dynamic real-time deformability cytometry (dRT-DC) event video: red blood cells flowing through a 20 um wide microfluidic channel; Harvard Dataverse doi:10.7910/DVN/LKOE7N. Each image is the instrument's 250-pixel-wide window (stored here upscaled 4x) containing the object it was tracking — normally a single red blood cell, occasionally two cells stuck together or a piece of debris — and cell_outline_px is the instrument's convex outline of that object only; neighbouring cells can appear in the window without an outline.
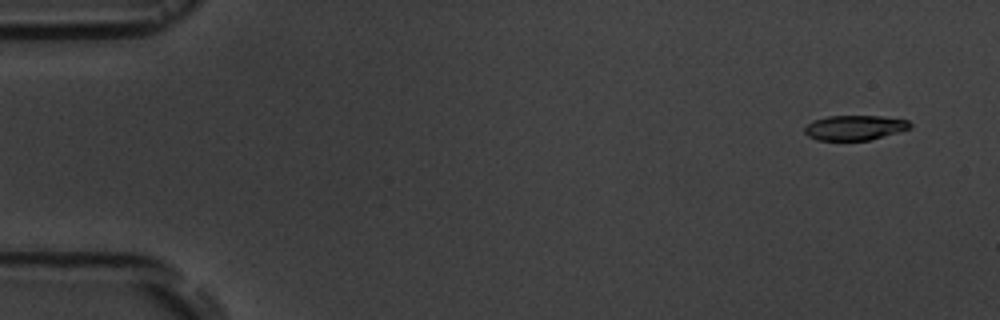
{"species": "common noctule bat (a hibernating species)", "species_latin": "Nyctalus noctula", "temperature_condition": "room temperature", "stored_images_in_passage": 9, "camera_frame_rate_fps": 3000, "um_per_image_px": 0.085, "animal": {"sex": "male", "body_mass_g": 19.5, "forearm_length_mm": 54.6}, "frame": {"image": 1, "passage_image": 2, "time_ms": 1.0, "image_size_px": [1000, 320], "cell_outline_px": [[912, 128], [868, 140], [816, 140], [808, 136], [804, 132], [804, 128], [812, 120], [828, 116], [880, 116], [908, 120], [912, 124]], "centroid_in_image_um": [72.63, 10.85], "position_along_channel_um": 12.4, "area_um2": 15.26}}
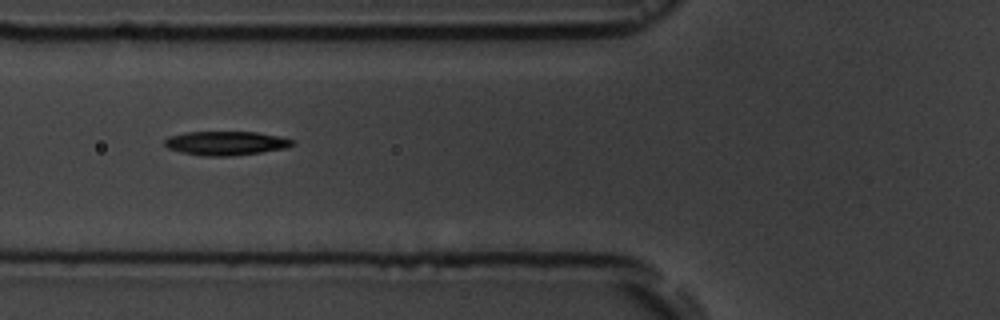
{"frame": {"image": 2, "passage_image": 7, "time_ms": 7.0, "image_size_px": [1000, 320], "cell_outline_px": [[296, 144], [288, 148], [232, 156], [204, 156], [180, 152], [168, 148], [164, 144], [164, 140], [168, 136], [184, 132], [256, 132], [276, 136], [292, 140]], "centroid_in_image_um": [19.17, 12.17], "position_along_channel_um": 106.6, "area_um2": 17.86}}
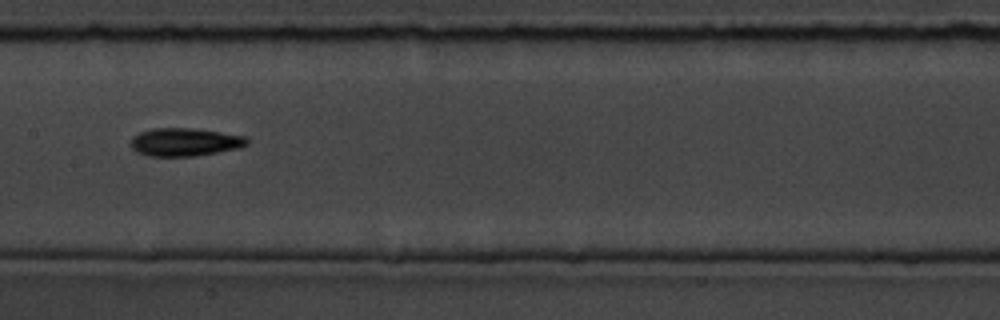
{"frame": {"image": 3, "passage_image": 9, "time_ms": 9.333, "image_size_px": [1000, 320], "cell_outline_px": [[248, 144], [240, 148], [196, 156], [148, 156], [136, 152], [132, 148], [132, 136], [140, 132], [152, 128], [192, 128], [220, 132], [244, 136], [248, 140]], "centroid_in_image_um": [15.7, 12.08], "position_along_channel_um": 191.7, "area_um2": 19.02}}